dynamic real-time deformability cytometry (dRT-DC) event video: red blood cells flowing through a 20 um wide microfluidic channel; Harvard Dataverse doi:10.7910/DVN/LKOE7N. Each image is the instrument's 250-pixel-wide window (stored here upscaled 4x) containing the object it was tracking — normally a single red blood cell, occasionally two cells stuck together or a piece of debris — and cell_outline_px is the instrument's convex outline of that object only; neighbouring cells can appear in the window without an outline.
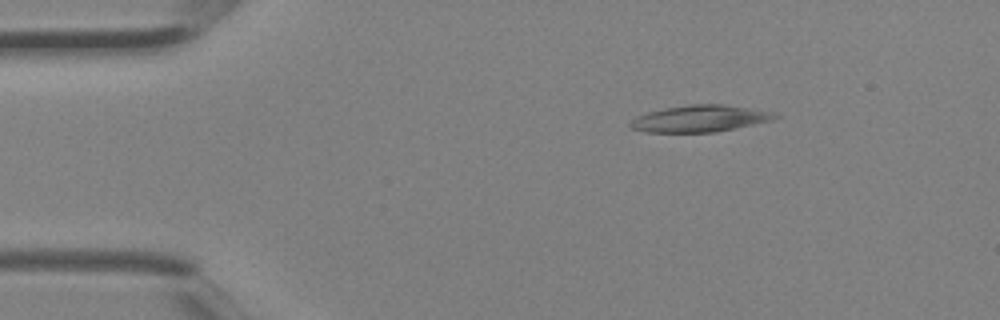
{"species": "Egyptian fruit bat (a non-hibernating species)", "species_latin": "Rousettus aegyptiacus", "temperature_condition": "room temperature", "stored_images_in_passage": 3, "camera_frame_rate_fps": 3000, "um_per_image_px": 0.085, "animal": {"sex": "female"}, "frame": {"image": 1, "passage_image": 3, "time_ms": 0.667, "image_size_px": [1000, 320], "cell_outline_px": [[784, 116], [772, 120], [716, 132], [644, 132], [632, 128], [628, 124], [636, 116], [648, 112], [664, 108], [692, 104], [724, 104], [772, 112]], "centroid_in_image_um": [59.49, 10.08], "position_along_channel_um": 25.5, "area_um2": 22.43}}